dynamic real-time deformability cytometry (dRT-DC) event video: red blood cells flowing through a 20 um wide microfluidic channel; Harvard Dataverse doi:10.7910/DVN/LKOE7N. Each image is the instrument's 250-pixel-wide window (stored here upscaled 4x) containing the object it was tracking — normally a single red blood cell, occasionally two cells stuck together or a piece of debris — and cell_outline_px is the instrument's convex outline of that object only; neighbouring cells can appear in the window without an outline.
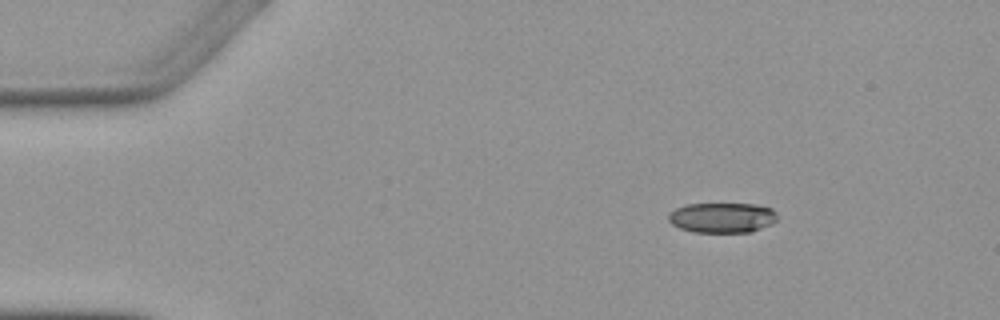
{"species": "Egyptian fruit bat (a non-hibernating species)", "species_latin": "Rousettus aegyptiacus", "temperature_condition": "warm", "stored_images_in_passage": 3, "camera_frame_rate_fps": 3000, "um_per_image_px": 0.085, "animal": {"sex": "female"}, "frame": {"image": 1, "passage_image": 1, "time_ms": 0.0, "image_size_px": [1000, 320], "cell_outline_px": [[776, 220], [772, 224], [752, 232], [692, 232], [680, 228], [672, 224], [668, 220], [668, 212], [676, 208], [688, 204], [756, 204], [772, 208], [776, 212]], "centroid_in_image_um": [61.38, 18.5], "position_along_channel_um": 23.6, "area_um2": 19.25}}